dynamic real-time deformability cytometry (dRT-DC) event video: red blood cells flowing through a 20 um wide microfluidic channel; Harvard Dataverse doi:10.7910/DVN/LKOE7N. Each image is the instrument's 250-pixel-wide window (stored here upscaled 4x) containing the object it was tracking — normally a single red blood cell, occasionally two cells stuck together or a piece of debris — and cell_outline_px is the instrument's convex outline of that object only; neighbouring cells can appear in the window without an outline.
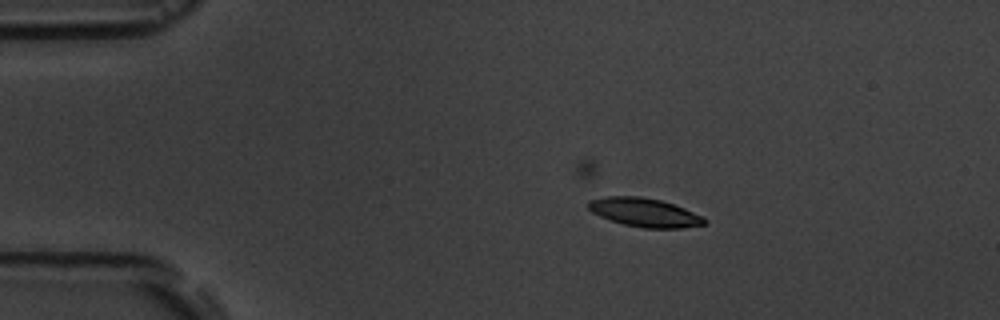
{"species": "common noctule bat (a hibernating species)", "species_latin": "Nyctalus noctula", "temperature_condition": "room temperature", "stored_images_in_passage": 6, "camera_frame_rate_fps": 3000, "um_per_image_px": 0.085, "animal": {"sex": "male", "body_mass_g": 19.5, "forearm_length_mm": 54.6}, "frame": {"image": 1, "passage_image": 3, "time_ms": 2.333, "image_size_px": [1000, 320], "cell_outline_px": [[708, 224], [680, 228], [644, 228], [624, 224], [600, 216], [592, 212], [588, 208], [588, 200], [608, 196], [640, 196], [660, 200], [684, 208], [704, 216], [708, 220]], "centroid_in_image_um": [54.83, 18.06], "position_along_channel_um": 30.2, "area_um2": 19.42}}
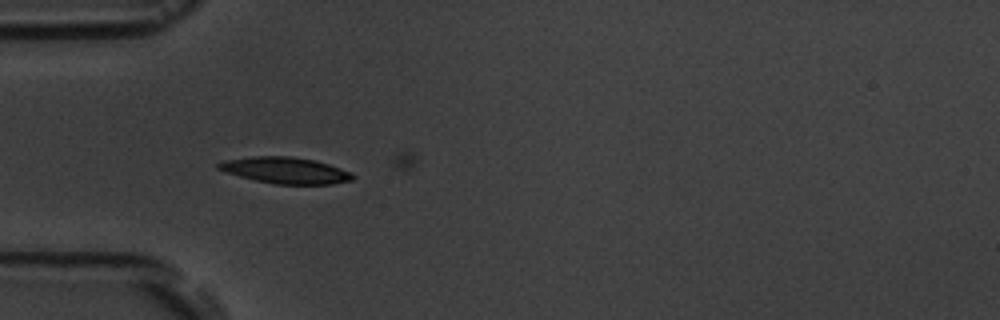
{"frame": {"image": 2, "passage_image": 5, "time_ms": 4.667, "image_size_px": [1000, 320], "cell_outline_px": [[356, 176], [352, 180], [332, 184], [276, 184], [256, 180], [240, 176], [216, 168], [216, 164], [224, 160], [252, 156], [288, 156], [316, 160], [340, 168]], "centroid_in_image_um": [24.26, 14.47], "position_along_channel_um": 60.7, "area_um2": 20.4}}